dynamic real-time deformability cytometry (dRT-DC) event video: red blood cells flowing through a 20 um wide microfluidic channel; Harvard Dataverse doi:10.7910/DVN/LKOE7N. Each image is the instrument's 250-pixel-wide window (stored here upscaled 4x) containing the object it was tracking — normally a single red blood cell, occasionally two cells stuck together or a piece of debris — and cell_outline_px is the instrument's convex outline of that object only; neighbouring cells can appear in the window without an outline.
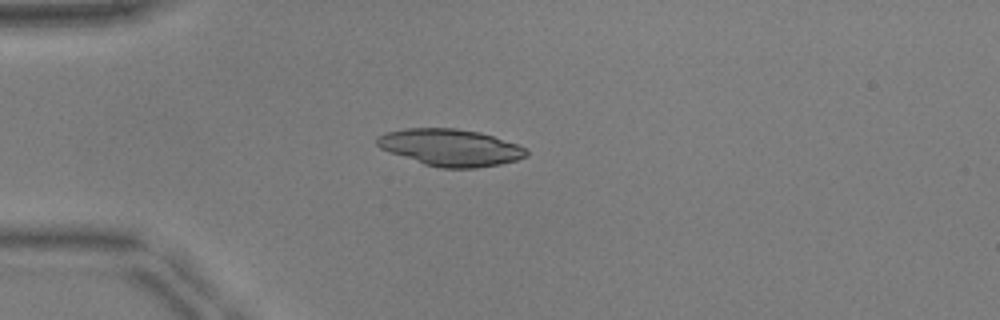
{"species": "common noctule bat (a hibernating species)", "species_latin": "Nyctalus noctula", "temperature_condition": "warm", "stored_images_in_passage": 38, "camera_frame_rate_fps": 3000, "um_per_image_px": 0.085, "animal": {"sex": "male", "body_mass_g": 17.9, "forearm_length_mm": 54.2}, "frame": {"image": 1, "passage_image": 1, "time_ms": 0.0, "image_size_px": [1000, 320], "cell_outline_px": [[528, 156], [516, 160], [500, 164], [476, 168], [440, 168], [424, 164], [380, 148], [376, 144], [376, 136], [384, 132], [404, 128], [456, 128], [480, 132], [516, 144], [524, 148], [528, 152]], "centroid_in_image_um": [38.25, 12.53], "position_along_channel_um": 46.7, "area_um2": 32.08}}
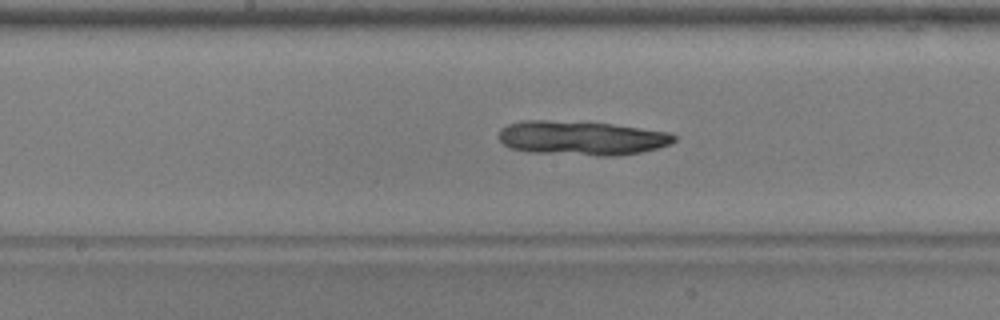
{"frame": {"image": 2, "passage_image": 14, "time_ms": 4.333, "image_size_px": [1000, 320], "cell_outline_px": [[676, 140], [672, 144], [640, 152], [616, 156], [596, 156], [528, 152], [508, 148], [500, 140], [500, 128], [508, 124], [520, 120], [544, 120], [608, 124], [668, 132], [676, 136]], "centroid_in_image_um": [49.4, 11.75], "position_along_channel_um": 198.8, "area_um2": 34.91}}
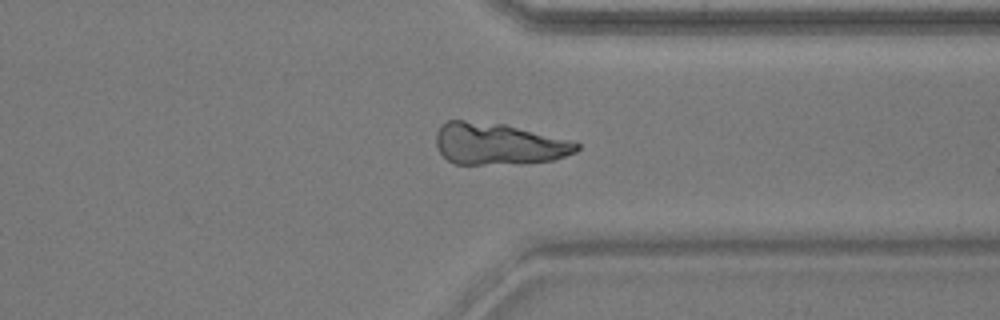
{"frame": {"image": 3, "passage_image": 27, "time_ms": 8.667, "image_size_px": [1000, 320], "cell_outline_px": [[580, 148], [576, 152], [552, 160], [520, 164], [452, 164], [440, 152], [436, 144], [436, 132], [440, 124], [448, 120], [464, 120], [504, 124], [568, 140], [580, 144]], "centroid_in_image_um": [42.32, 12.24], "position_along_channel_um": 369.1, "area_um2": 34.16}}